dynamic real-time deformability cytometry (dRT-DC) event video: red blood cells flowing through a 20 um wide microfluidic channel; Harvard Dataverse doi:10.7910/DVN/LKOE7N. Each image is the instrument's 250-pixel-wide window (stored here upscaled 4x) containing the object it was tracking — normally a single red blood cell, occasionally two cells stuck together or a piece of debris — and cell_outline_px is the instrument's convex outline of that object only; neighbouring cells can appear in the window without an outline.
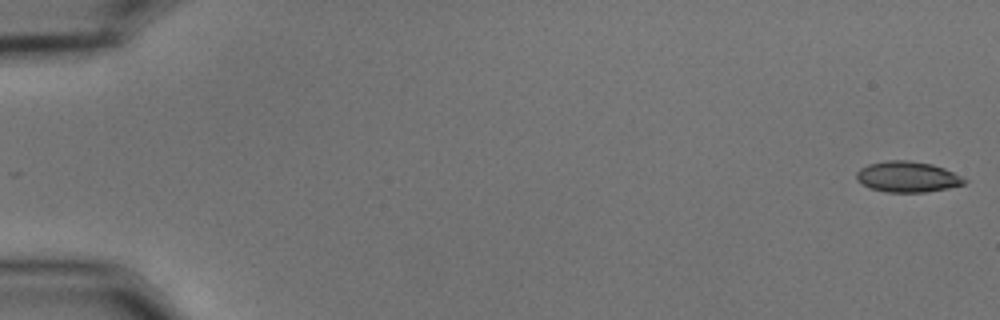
{"species": "common noctule bat (a hibernating species)", "species_latin": "Nyctalus noctula", "temperature_condition": "cold", "stored_images_in_passage": 56, "camera_frame_rate_fps": 3000, "um_per_image_px": 0.085, "animal": {"sex": "male", "body_mass_g": 15.6}, "frame": {"image": 1, "passage_image": 1, "time_ms": 0.0, "image_size_px": [1000, 320], "cell_outline_px": [[968, 180], [964, 184], [948, 188], [924, 192], [888, 192], [868, 188], [856, 180], [856, 172], [860, 168], [868, 164], [888, 160], [908, 160], [932, 164], [944, 168]], "centroid_in_image_um": [77.1, 15.03], "position_along_channel_um": 7.9, "area_um2": 19.36}}
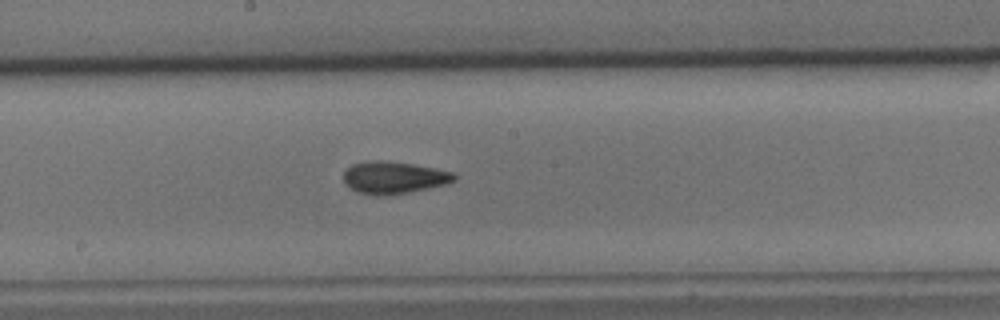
{"frame": {"image": 2, "passage_image": 31, "time_ms": 10.0, "image_size_px": [1000, 320], "cell_outline_px": [[456, 180], [448, 184], [412, 192], [388, 196], [380, 196], [356, 192], [344, 184], [344, 172], [352, 164], [368, 160], [384, 160], [412, 164], [436, 168], [452, 172], [456, 176]], "centroid_in_image_um": [33.47, 15.1], "position_along_channel_um": 214.7, "area_um2": 21.15}}
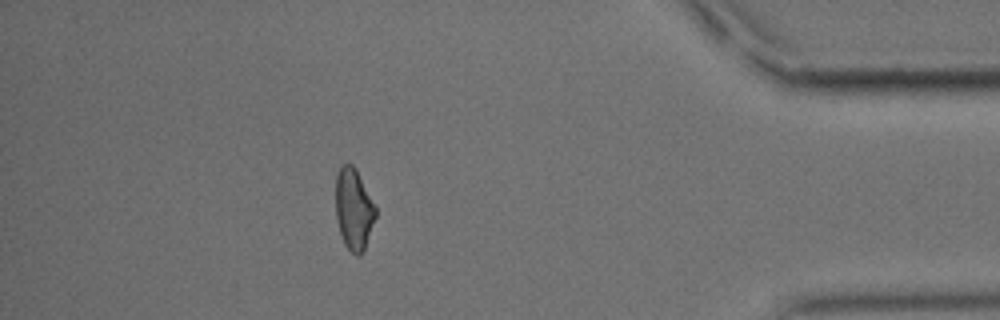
{"frame": {"image": 3, "passage_image": 50, "time_ms": 16.333, "image_size_px": [1000, 320], "cell_outline_px": [[376, 216], [364, 252], [360, 256], [356, 256], [344, 244], [336, 220], [336, 172], [340, 164], [352, 164], [356, 168], [376, 208]], "centroid_in_image_um": [30.06, 17.78], "position_along_channel_um": 405.1, "area_um2": 19.07}, "authors_computed_cell_mechanics": {"area_um2": 19.7965, "velocity_mm_per_s": 3.6215, "shape_relaxation_time_tau1_ms": 4.7851, "shape_relaxation_time_tau2_ms": 2.9746, "deformation_change_tau1": 0.1227, "deformation_change_tau2": 0.0941}}